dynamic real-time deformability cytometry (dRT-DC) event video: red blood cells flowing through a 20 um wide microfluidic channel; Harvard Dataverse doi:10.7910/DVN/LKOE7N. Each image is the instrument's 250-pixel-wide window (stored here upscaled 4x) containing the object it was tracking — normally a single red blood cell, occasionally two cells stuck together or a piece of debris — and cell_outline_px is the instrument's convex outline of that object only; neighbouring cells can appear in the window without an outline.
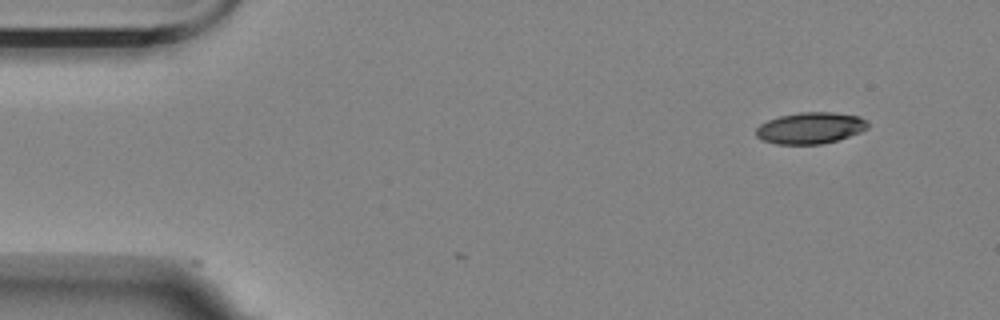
{"species": "Egyptian fruit bat (a non-hibernating species)", "species_latin": "Rousettus aegyptiacus", "temperature_condition": "room temperature", "stored_images_in_passage": 2, "camera_frame_rate_fps": 3000, "um_per_image_px": 0.085, "animal": {"sex": "female"}, "frame": {"image": 1, "passage_image": 1, "time_ms": 0.0, "image_size_px": [1000, 320], "cell_outline_px": [[868, 128], [860, 132], [824, 144], [776, 144], [764, 140], [756, 136], [756, 128], [760, 124], [768, 120], [780, 116], [800, 112], [832, 112], [860, 116], [868, 124]], "centroid_in_image_um": [68.87, 10.88], "position_along_channel_um": 16.1, "area_um2": 20.35}}